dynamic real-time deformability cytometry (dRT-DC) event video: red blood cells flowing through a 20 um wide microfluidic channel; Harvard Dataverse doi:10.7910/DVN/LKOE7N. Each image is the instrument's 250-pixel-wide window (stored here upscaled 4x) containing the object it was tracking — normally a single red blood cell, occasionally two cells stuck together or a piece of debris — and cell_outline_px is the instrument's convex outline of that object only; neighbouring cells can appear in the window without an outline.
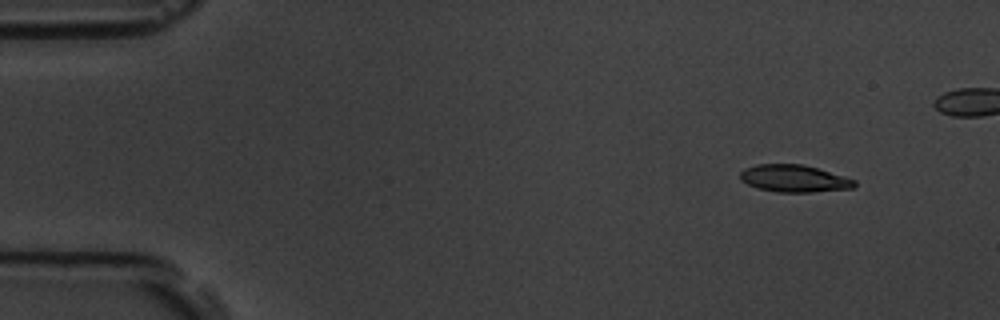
{"species": "common noctule bat (a hibernating species)", "species_latin": "Nyctalus noctula", "temperature_condition": "room temperature", "stored_images_in_passage": 5, "camera_frame_rate_fps": 3000, "um_per_image_px": 0.085, "animal": {"sex": "male", "body_mass_g": 19.5, "forearm_length_mm": 54.6}, "frame": {"image": 1, "passage_image": 1, "time_ms": 0.0, "image_size_px": [1000, 320], "cell_outline_px": [[856, 184], [852, 188], [812, 192], [776, 192], [760, 188], [748, 184], [740, 180], [740, 172], [744, 168], [756, 164], [800, 164], [816, 168], [844, 176], [856, 180]], "centroid_in_image_um": [67.48, 15.17], "position_along_channel_um": 17.5, "area_um2": 17.98}}